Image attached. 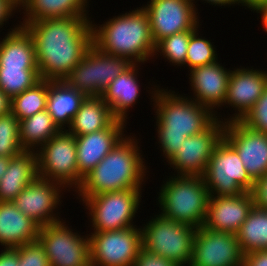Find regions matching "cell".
<instances>
[{
    "label": "cell",
    "mask_w": 267,
    "mask_h": 266,
    "mask_svg": "<svg viewBox=\"0 0 267 266\" xmlns=\"http://www.w3.org/2000/svg\"><path fill=\"white\" fill-rule=\"evenodd\" d=\"M92 17L46 18L23 26L31 35L40 78L64 80L93 44Z\"/></svg>",
    "instance_id": "6da1fadb"
},
{
    "label": "cell",
    "mask_w": 267,
    "mask_h": 266,
    "mask_svg": "<svg viewBox=\"0 0 267 266\" xmlns=\"http://www.w3.org/2000/svg\"><path fill=\"white\" fill-rule=\"evenodd\" d=\"M146 90L153 103L156 120L157 141L166 162L180 149L186 137L206 130L216 116L210 109L200 105L188 96L173 90L152 85ZM153 99V100H152Z\"/></svg>",
    "instance_id": "7a4b0ae2"
},
{
    "label": "cell",
    "mask_w": 267,
    "mask_h": 266,
    "mask_svg": "<svg viewBox=\"0 0 267 266\" xmlns=\"http://www.w3.org/2000/svg\"><path fill=\"white\" fill-rule=\"evenodd\" d=\"M136 137L126 135L83 179L75 192L77 198H88L109 191L144 188L148 180L147 163ZM142 154V155H141ZM147 177V178H146ZM144 182V183H143Z\"/></svg>",
    "instance_id": "3957f363"
},
{
    "label": "cell",
    "mask_w": 267,
    "mask_h": 266,
    "mask_svg": "<svg viewBox=\"0 0 267 266\" xmlns=\"http://www.w3.org/2000/svg\"><path fill=\"white\" fill-rule=\"evenodd\" d=\"M93 22V44L102 52L124 57L133 64L153 59L155 42L148 14L142 6L108 18L101 25Z\"/></svg>",
    "instance_id": "277c9868"
},
{
    "label": "cell",
    "mask_w": 267,
    "mask_h": 266,
    "mask_svg": "<svg viewBox=\"0 0 267 266\" xmlns=\"http://www.w3.org/2000/svg\"><path fill=\"white\" fill-rule=\"evenodd\" d=\"M166 179L158 192L159 214L195 228L202 227L210 196L203 176L170 175Z\"/></svg>",
    "instance_id": "5b68a950"
},
{
    "label": "cell",
    "mask_w": 267,
    "mask_h": 266,
    "mask_svg": "<svg viewBox=\"0 0 267 266\" xmlns=\"http://www.w3.org/2000/svg\"><path fill=\"white\" fill-rule=\"evenodd\" d=\"M142 224V247L180 266H189L192 260L196 228L188 224L154 215Z\"/></svg>",
    "instance_id": "8992f818"
},
{
    "label": "cell",
    "mask_w": 267,
    "mask_h": 266,
    "mask_svg": "<svg viewBox=\"0 0 267 266\" xmlns=\"http://www.w3.org/2000/svg\"><path fill=\"white\" fill-rule=\"evenodd\" d=\"M142 188L109 191L88 198L80 199L89 217L90 229L93 231H113L130 228L140 202H142ZM92 227V228H91Z\"/></svg>",
    "instance_id": "52a82bcc"
},
{
    "label": "cell",
    "mask_w": 267,
    "mask_h": 266,
    "mask_svg": "<svg viewBox=\"0 0 267 266\" xmlns=\"http://www.w3.org/2000/svg\"><path fill=\"white\" fill-rule=\"evenodd\" d=\"M38 176L76 192L83 183L78 172L75 136L62 129L37 151ZM71 189V190H70Z\"/></svg>",
    "instance_id": "ba28073f"
},
{
    "label": "cell",
    "mask_w": 267,
    "mask_h": 266,
    "mask_svg": "<svg viewBox=\"0 0 267 266\" xmlns=\"http://www.w3.org/2000/svg\"><path fill=\"white\" fill-rule=\"evenodd\" d=\"M203 178L210 196H236L251 192L255 182L237 151L224 138L215 147Z\"/></svg>",
    "instance_id": "9c48e42d"
},
{
    "label": "cell",
    "mask_w": 267,
    "mask_h": 266,
    "mask_svg": "<svg viewBox=\"0 0 267 266\" xmlns=\"http://www.w3.org/2000/svg\"><path fill=\"white\" fill-rule=\"evenodd\" d=\"M132 64L128 59L102 52L92 44L64 80L87 97L101 96L109 84Z\"/></svg>",
    "instance_id": "30bf717a"
},
{
    "label": "cell",
    "mask_w": 267,
    "mask_h": 266,
    "mask_svg": "<svg viewBox=\"0 0 267 266\" xmlns=\"http://www.w3.org/2000/svg\"><path fill=\"white\" fill-rule=\"evenodd\" d=\"M66 224L63 219L39 229L37 240L43 246L50 266H90L88 233L81 236Z\"/></svg>",
    "instance_id": "8fae6325"
},
{
    "label": "cell",
    "mask_w": 267,
    "mask_h": 266,
    "mask_svg": "<svg viewBox=\"0 0 267 266\" xmlns=\"http://www.w3.org/2000/svg\"><path fill=\"white\" fill-rule=\"evenodd\" d=\"M88 235L93 266H133L142 248V232L139 226L113 231H93Z\"/></svg>",
    "instance_id": "7c38bea8"
},
{
    "label": "cell",
    "mask_w": 267,
    "mask_h": 266,
    "mask_svg": "<svg viewBox=\"0 0 267 266\" xmlns=\"http://www.w3.org/2000/svg\"><path fill=\"white\" fill-rule=\"evenodd\" d=\"M196 3L193 0H149L142 6L148 14L155 45L170 35L200 27Z\"/></svg>",
    "instance_id": "4fadbf2b"
},
{
    "label": "cell",
    "mask_w": 267,
    "mask_h": 266,
    "mask_svg": "<svg viewBox=\"0 0 267 266\" xmlns=\"http://www.w3.org/2000/svg\"><path fill=\"white\" fill-rule=\"evenodd\" d=\"M225 123L216 119L201 133L186 137L180 149L167 161L173 175L203 176L210 157L224 135Z\"/></svg>",
    "instance_id": "5bb4252c"
},
{
    "label": "cell",
    "mask_w": 267,
    "mask_h": 266,
    "mask_svg": "<svg viewBox=\"0 0 267 266\" xmlns=\"http://www.w3.org/2000/svg\"><path fill=\"white\" fill-rule=\"evenodd\" d=\"M63 190L66 192L61 184L38 176L17 195L13 203L42 227L63 220L58 216L60 212H56L63 202Z\"/></svg>",
    "instance_id": "9a60e30c"
},
{
    "label": "cell",
    "mask_w": 267,
    "mask_h": 266,
    "mask_svg": "<svg viewBox=\"0 0 267 266\" xmlns=\"http://www.w3.org/2000/svg\"><path fill=\"white\" fill-rule=\"evenodd\" d=\"M243 258L236 234L196 228L189 266H243Z\"/></svg>",
    "instance_id": "2e32d148"
},
{
    "label": "cell",
    "mask_w": 267,
    "mask_h": 266,
    "mask_svg": "<svg viewBox=\"0 0 267 266\" xmlns=\"http://www.w3.org/2000/svg\"><path fill=\"white\" fill-rule=\"evenodd\" d=\"M267 88V71L255 69L253 67H235L233 68L228 81V89L225 106L232 107L234 114H227L224 118L220 115V120L224 123L231 121H241L245 115L251 110L253 105L261 97ZM228 105V106H227ZM230 115V117H229ZM224 120H223V119Z\"/></svg>",
    "instance_id": "e0dca14e"
},
{
    "label": "cell",
    "mask_w": 267,
    "mask_h": 266,
    "mask_svg": "<svg viewBox=\"0 0 267 266\" xmlns=\"http://www.w3.org/2000/svg\"><path fill=\"white\" fill-rule=\"evenodd\" d=\"M223 138L237 151L254 181L267 174V134L231 121L225 123Z\"/></svg>",
    "instance_id": "ac0fdd59"
},
{
    "label": "cell",
    "mask_w": 267,
    "mask_h": 266,
    "mask_svg": "<svg viewBox=\"0 0 267 266\" xmlns=\"http://www.w3.org/2000/svg\"><path fill=\"white\" fill-rule=\"evenodd\" d=\"M230 69L224 68L220 61L193 68L188 71V79L193 99L202 106L215 113L216 119L220 120L217 110L223 107L227 95ZM216 109V110H214Z\"/></svg>",
    "instance_id": "d6986e66"
},
{
    "label": "cell",
    "mask_w": 267,
    "mask_h": 266,
    "mask_svg": "<svg viewBox=\"0 0 267 266\" xmlns=\"http://www.w3.org/2000/svg\"><path fill=\"white\" fill-rule=\"evenodd\" d=\"M253 207L251 192L236 196H209L203 227L216 232L236 234Z\"/></svg>",
    "instance_id": "ffe728a7"
},
{
    "label": "cell",
    "mask_w": 267,
    "mask_h": 266,
    "mask_svg": "<svg viewBox=\"0 0 267 266\" xmlns=\"http://www.w3.org/2000/svg\"><path fill=\"white\" fill-rule=\"evenodd\" d=\"M126 125L115 119L100 131L75 136L78 172L83 178L126 136Z\"/></svg>",
    "instance_id": "44dd1931"
},
{
    "label": "cell",
    "mask_w": 267,
    "mask_h": 266,
    "mask_svg": "<svg viewBox=\"0 0 267 266\" xmlns=\"http://www.w3.org/2000/svg\"><path fill=\"white\" fill-rule=\"evenodd\" d=\"M139 66L141 64H132L127 70L120 73L101 95L103 101L110 107L112 115L126 123H128L127 119L130 118L127 117L129 109L135 107L142 92L138 80Z\"/></svg>",
    "instance_id": "7402d4cb"
},
{
    "label": "cell",
    "mask_w": 267,
    "mask_h": 266,
    "mask_svg": "<svg viewBox=\"0 0 267 266\" xmlns=\"http://www.w3.org/2000/svg\"><path fill=\"white\" fill-rule=\"evenodd\" d=\"M40 226L13 202H0V245L16 248L38 239Z\"/></svg>",
    "instance_id": "603a6c76"
},
{
    "label": "cell",
    "mask_w": 267,
    "mask_h": 266,
    "mask_svg": "<svg viewBox=\"0 0 267 266\" xmlns=\"http://www.w3.org/2000/svg\"><path fill=\"white\" fill-rule=\"evenodd\" d=\"M38 177L37 153L23 150L10 158L0 179V202H13L17 195Z\"/></svg>",
    "instance_id": "cb8c5ba5"
},
{
    "label": "cell",
    "mask_w": 267,
    "mask_h": 266,
    "mask_svg": "<svg viewBox=\"0 0 267 266\" xmlns=\"http://www.w3.org/2000/svg\"><path fill=\"white\" fill-rule=\"evenodd\" d=\"M86 97L65 80H47L46 110L61 130L70 126Z\"/></svg>",
    "instance_id": "d4e9b609"
},
{
    "label": "cell",
    "mask_w": 267,
    "mask_h": 266,
    "mask_svg": "<svg viewBox=\"0 0 267 266\" xmlns=\"http://www.w3.org/2000/svg\"><path fill=\"white\" fill-rule=\"evenodd\" d=\"M13 27L0 40V68H38L31 35L20 22Z\"/></svg>",
    "instance_id": "484cf974"
},
{
    "label": "cell",
    "mask_w": 267,
    "mask_h": 266,
    "mask_svg": "<svg viewBox=\"0 0 267 266\" xmlns=\"http://www.w3.org/2000/svg\"><path fill=\"white\" fill-rule=\"evenodd\" d=\"M90 0H27L23 7L21 26L46 18L88 16Z\"/></svg>",
    "instance_id": "4316f807"
},
{
    "label": "cell",
    "mask_w": 267,
    "mask_h": 266,
    "mask_svg": "<svg viewBox=\"0 0 267 266\" xmlns=\"http://www.w3.org/2000/svg\"><path fill=\"white\" fill-rule=\"evenodd\" d=\"M116 118L101 96H88L72 119L68 131L82 136L107 128Z\"/></svg>",
    "instance_id": "83f0119b"
},
{
    "label": "cell",
    "mask_w": 267,
    "mask_h": 266,
    "mask_svg": "<svg viewBox=\"0 0 267 266\" xmlns=\"http://www.w3.org/2000/svg\"><path fill=\"white\" fill-rule=\"evenodd\" d=\"M19 127L21 146L35 152L61 130L47 110L19 120Z\"/></svg>",
    "instance_id": "f1b7e54d"
},
{
    "label": "cell",
    "mask_w": 267,
    "mask_h": 266,
    "mask_svg": "<svg viewBox=\"0 0 267 266\" xmlns=\"http://www.w3.org/2000/svg\"><path fill=\"white\" fill-rule=\"evenodd\" d=\"M236 236L243 255L267 250V210L254 205Z\"/></svg>",
    "instance_id": "f546056e"
},
{
    "label": "cell",
    "mask_w": 267,
    "mask_h": 266,
    "mask_svg": "<svg viewBox=\"0 0 267 266\" xmlns=\"http://www.w3.org/2000/svg\"><path fill=\"white\" fill-rule=\"evenodd\" d=\"M47 80L41 79L29 88L12 98L11 112L18 120H24L46 110Z\"/></svg>",
    "instance_id": "4dcf8cb0"
},
{
    "label": "cell",
    "mask_w": 267,
    "mask_h": 266,
    "mask_svg": "<svg viewBox=\"0 0 267 266\" xmlns=\"http://www.w3.org/2000/svg\"><path fill=\"white\" fill-rule=\"evenodd\" d=\"M40 80L38 68H0V90L11 99Z\"/></svg>",
    "instance_id": "1f68e13d"
},
{
    "label": "cell",
    "mask_w": 267,
    "mask_h": 266,
    "mask_svg": "<svg viewBox=\"0 0 267 266\" xmlns=\"http://www.w3.org/2000/svg\"><path fill=\"white\" fill-rule=\"evenodd\" d=\"M193 32L194 31H184L160 40L155 45L153 59L155 57L162 56L173 66H184L190 35Z\"/></svg>",
    "instance_id": "d6a6232c"
},
{
    "label": "cell",
    "mask_w": 267,
    "mask_h": 266,
    "mask_svg": "<svg viewBox=\"0 0 267 266\" xmlns=\"http://www.w3.org/2000/svg\"><path fill=\"white\" fill-rule=\"evenodd\" d=\"M200 27H198L189 39L185 65L189 71L203 65L219 61L216 47L211 40L200 36ZM200 34V35H199ZM199 35V36H198Z\"/></svg>",
    "instance_id": "836d02e7"
},
{
    "label": "cell",
    "mask_w": 267,
    "mask_h": 266,
    "mask_svg": "<svg viewBox=\"0 0 267 266\" xmlns=\"http://www.w3.org/2000/svg\"><path fill=\"white\" fill-rule=\"evenodd\" d=\"M19 129V120L12 112L0 116V157L11 158L24 150Z\"/></svg>",
    "instance_id": "e575fe53"
},
{
    "label": "cell",
    "mask_w": 267,
    "mask_h": 266,
    "mask_svg": "<svg viewBox=\"0 0 267 266\" xmlns=\"http://www.w3.org/2000/svg\"><path fill=\"white\" fill-rule=\"evenodd\" d=\"M14 249L18 253L19 266H50L45 250L38 240Z\"/></svg>",
    "instance_id": "d590c367"
},
{
    "label": "cell",
    "mask_w": 267,
    "mask_h": 266,
    "mask_svg": "<svg viewBox=\"0 0 267 266\" xmlns=\"http://www.w3.org/2000/svg\"><path fill=\"white\" fill-rule=\"evenodd\" d=\"M241 122L250 129L267 134V88Z\"/></svg>",
    "instance_id": "8d00e7d4"
},
{
    "label": "cell",
    "mask_w": 267,
    "mask_h": 266,
    "mask_svg": "<svg viewBox=\"0 0 267 266\" xmlns=\"http://www.w3.org/2000/svg\"><path fill=\"white\" fill-rule=\"evenodd\" d=\"M133 266H180L172 260L165 259L155 253H151L143 247L134 260Z\"/></svg>",
    "instance_id": "74e56055"
},
{
    "label": "cell",
    "mask_w": 267,
    "mask_h": 266,
    "mask_svg": "<svg viewBox=\"0 0 267 266\" xmlns=\"http://www.w3.org/2000/svg\"><path fill=\"white\" fill-rule=\"evenodd\" d=\"M251 193L254 205L267 210V174L262 178L255 180Z\"/></svg>",
    "instance_id": "f35d334b"
},
{
    "label": "cell",
    "mask_w": 267,
    "mask_h": 266,
    "mask_svg": "<svg viewBox=\"0 0 267 266\" xmlns=\"http://www.w3.org/2000/svg\"><path fill=\"white\" fill-rule=\"evenodd\" d=\"M243 266H267V250H260L244 255Z\"/></svg>",
    "instance_id": "ab89813d"
},
{
    "label": "cell",
    "mask_w": 267,
    "mask_h": 266,
    "mask_svg": "<svg viewBox=\"0 0 267 266\" xmlns=\"http://www.w3.org/2000/svg\"><path fill=\"white\" fill-rule=\"evenodd\" d=\"M0 266H19L18 253L14 248L1 249Z\"/></svg>",
    "instance_id": "60d3db41"
},
{
    "label": "cell",
    "mask_w": 267,
    "mask_h": 266,
    "mask_svg": "<svg viewBox=\"0 0 267 266\" xmlns=\"http://www.w3.org/2000/svg\"><path fill=\"white\" fill-rule=\"evenodd\" d=\"M15 12L18 14L19 11L11 3L7 0H0V29L4 28L3 26L6 23H9V18H11L12 15L15 16Z\"/></svg>",
    "instance_id": "b9f144b4"
},
{
    "label": "cell",
    "mask_w": 267,
    "mask_h": 266,
    "mask_svg": "<svg viewBox=\"0 0 267 266\" xmlns=\"http://www.w3.org/2000/svg\"><path fill=\"white\" fill-rule=\"evenodd\" d=\"M238 5L245 6L247 9L249 8L251 12L253 11L258 14L261 8L266 4L267 0H237Z\"/></svg>",
    "instance_id": "7bdbcfd3"
},
{
    "label": "cell",
    "mask_w": 267,
    "mask_h": 266,
    "mask_svg": "<svg viewBox=\"0 0 267 266\" xmlns=\"http://www.w3.org/2000/svg\"><path fill=\"white\" fill-rule=\"evenodd\" d=\"M11 102L12 99L0 90V116L11 112Z\"/></svg>",
    "instance_id": "ee69618b"
},
{
    "label": "cell",
    "mask_w": 267,
    "mask_h": 266,
    "mask_svg": "<svg viewBox=\"0 0 267 266\" xmlns=\"http://www.w3.org/2000/svg\"><path fill=\"white\" fill-rule=\"evenodd\" d=\"M195 2V0H193ZM204 3H209V5H214V6H229L231 7V5L234 7L235 5H238L237 0H201Z\"/></svg>",
    "instance_id": "f6af8a7d"
},
{
    "label": "cell",
    "mask_w": 267,
    "mask_h": 266,
    "mask_svg": "<svg viewBox=\"0 0 267 266\" xmlns=\"http://www.w3.org/2000/svg\"><path fill=\"white\" fill-rule=\"evenodd\" d=\"M10 158L0 157V179L8 168Z\"/></svg>",
    "instance_id": "bcb514c9"
},
{
    "label": "cell",
    "mask_w": 267,
    "mask_h": 266,
    "mask_svg": "<svg viewBox=\"0 0 267 266\" xmlns=\"http://www.w3.org/2000/svg\"><path fill=\"white\" fill-rule=\"evenodd\" d=\"M11 3L19 12L23 9L27 0H7Z\"/></svg>",
    "instance_id": "7dc6e473"
},
{
    "label": "cell",
    "mask_w": 267,
    "mask_h": 266,
    "mask_svg": "<svg viewBox=\"0 0 267 266\" xmlns=\"http://www.w3.org/2000/svg\"><path fill=\"white\" fill-rule=\"evenodd\" d=\"M261 17L262 26L267 22V2L258 12Z\"/></svg>",
    "instance_id": "c3c4849f"
},
{
    "label": "cell",
    "mask_w": 267,
    "mask_h": 266,
    "mask_svg": "<svg viewBox=\"0 0 267 266\" xmlns=\"http://www.w3.org/2000/svg\"><path fill=\"white\" fill-rule=\"evenodd\" d=\"M264 31L267 33V22L263 25Z\"/></svg>",
    "instance_id": "681fc988"
}]
</instances>
